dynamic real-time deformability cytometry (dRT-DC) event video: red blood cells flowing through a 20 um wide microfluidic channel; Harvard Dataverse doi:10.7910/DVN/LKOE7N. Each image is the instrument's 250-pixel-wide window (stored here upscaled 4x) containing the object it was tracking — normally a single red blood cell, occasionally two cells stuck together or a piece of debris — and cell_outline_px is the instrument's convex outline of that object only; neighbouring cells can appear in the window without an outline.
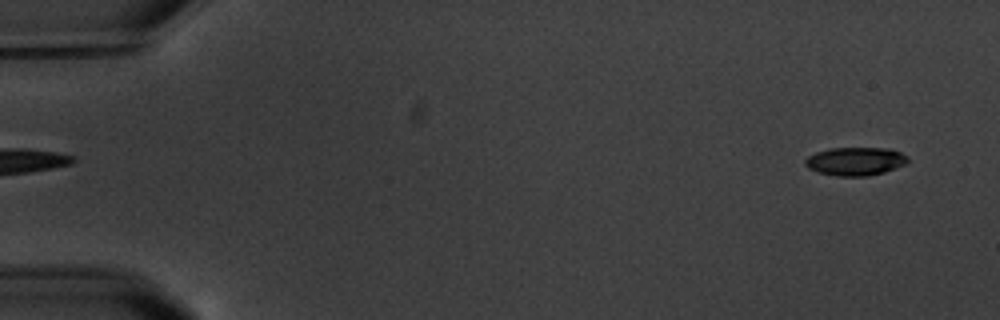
{"species": "common noctule bat (a hibernating species)", "species_latin": "Nyctalus noctula", "temperature_condition": "warm", "stored_images_in_passage": 6, "segment_of_instrument_passage": [2, 2], "camera_frame_rate_fps": 3000, "um_per_image_px": 0.085, "animal": {"sex": "male", "body_mass_g": 20.1, "forearm_length_mm": 53.5}, "frame": {"image": 1, "passage_image": 6, "time_ms": 6.667, "image_size_px": [1000, 320], "cell_outline_px": [[908, 164], [884, 172], [868, 176], [836, 176], [820, 172], [808, 168], [804, 164], [804, 160], [808, 156], [816, 152], [828, 148], [888, 148], [900, 152], [908, 156]], "centroid_in_image_um": [72.72, 13.71], "position_along_channel_um": 12.3, "area_um2": 17.05}}